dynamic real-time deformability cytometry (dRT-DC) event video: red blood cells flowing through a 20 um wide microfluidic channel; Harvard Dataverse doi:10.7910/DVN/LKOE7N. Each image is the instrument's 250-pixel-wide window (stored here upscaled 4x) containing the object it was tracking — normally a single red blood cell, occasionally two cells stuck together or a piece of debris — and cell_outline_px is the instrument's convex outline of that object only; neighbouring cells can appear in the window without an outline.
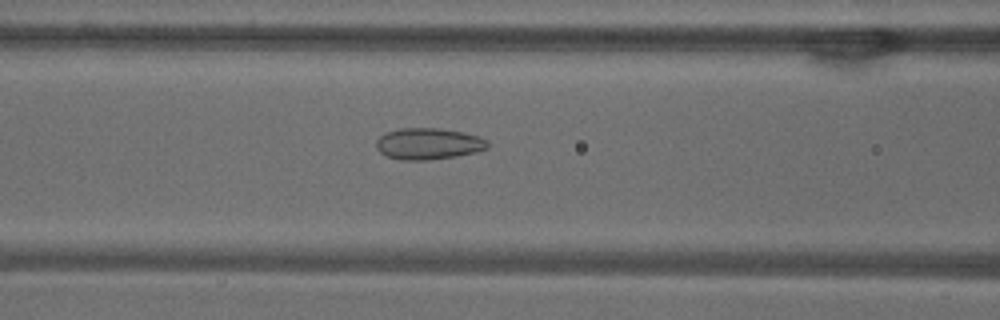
{"species": "common noctule bat (a hibernating species)", "species_latin": "Nyctalus noctula", "temperature_condition": "warm", "stored_images_in_passage": 53, "camera_frame_rate_fps": 3000, "um_per_image_px": 0.085, "animal": {"sex": "male", "body_mass_g": 18.8}, "frame": {"image": 1, "passage_image": 22, "time_ms": 7.0, "image_size_px": [1000, 320], "cell_outline_px": [[488, 148], [476, 152], [456, 156], [428, 160], [400, 160], [384, 156], [376, 148], [376, 140], [380, 136], [388, 132], [400, 128], [440, 128], [464, 132], [480, 136], [488, 140]], "centroid_in_image_um": [36.42, 12.22], "position_along_channel_um": 130.2, "area_um2": 20.63}}
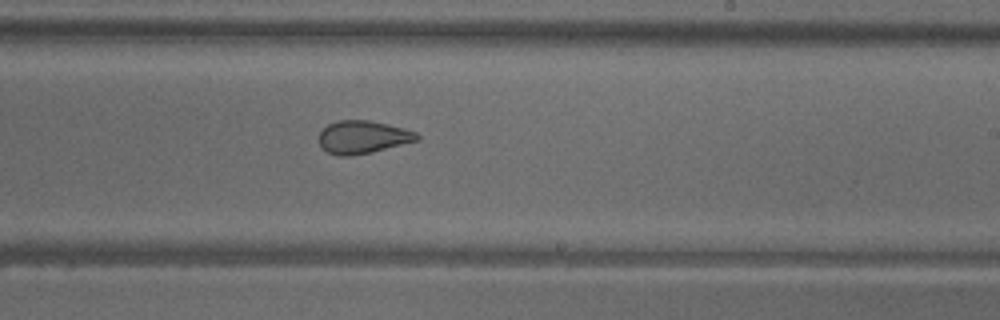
{"frame": {"image": 2, "passage_image": 32, "time_ms": 10.333, "image_size_px": [1000, 320], "cell_outline_px": [[420, 140], [372, 152], [348, 156], [336, 156], [320, 148], [316, 140], [320, 132], [328, 124], [340, 120], [368, 120], [388, 124], [404, 128], [416, 132], [420, 136]], "centroid_in_image_um": [30.81, 11.66], "position_along_channel_um": 258.2, "area_um2": 19.07}}
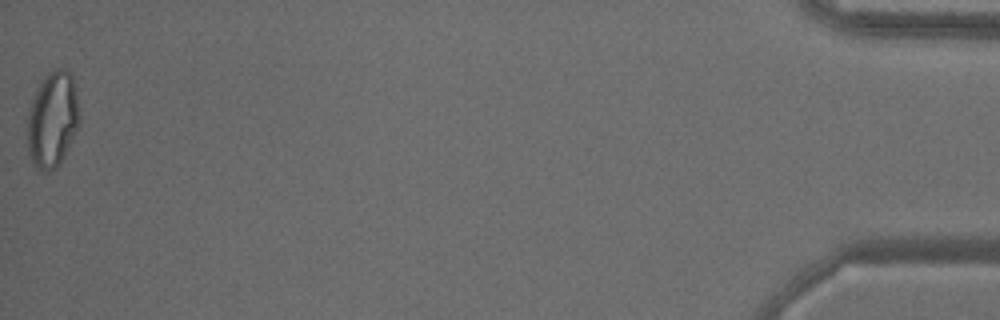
{"frame": {"image": 3, "passage_image": 53, "time_ms": 17.333, "image_size_px": [1000, 320], "cell_outline_px": [[80, 124], [60, 164], [56, 168], [48, 172], [36, 172], [28, 152], [28, 108], [32, 96], [44, 76], [48, 72], [56, 68], [64, 68], [72, 76], [76, 92], [80, 112]], "centroid_in_image_um": [4.46, 10.19], "position_along_channel_um": 430.7, "area_um2": 29.65}, "authors_computed_cell_mechanics": {"area_um2": 23.409, "velocity_mm_per_s": 3.844, "shape_relaxation_time_tau1_ms": null, "shape_relaxation_time_tau2_ms": 1.437, "deformation_change_tau1": null, "deformation_change_tau2": 0.0793}}